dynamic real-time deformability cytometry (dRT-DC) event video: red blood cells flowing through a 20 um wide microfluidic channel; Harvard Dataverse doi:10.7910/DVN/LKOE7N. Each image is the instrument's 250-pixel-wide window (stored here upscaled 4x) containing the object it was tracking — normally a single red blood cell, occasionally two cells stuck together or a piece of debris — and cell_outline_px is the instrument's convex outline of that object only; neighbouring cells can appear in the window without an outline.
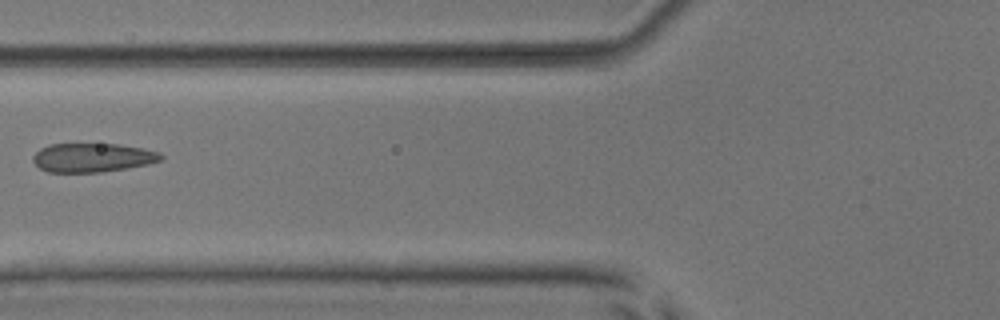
{"species": "common noctule bat (a hibernating species)", "species_latin": "Nyctalus noctula", "temperature_condition": "room temperature", "stored_images_in_passage": 4, "camera_frame_rate_fps": 3000, "um_per_image_px": 0.085, "animal": {"sex": "male", "body_mass_g": 17.9, "forearm_length_mm": 54.2}, "frame": {"image": 1, "passage_image": 3, "time_ms": 2.333, "image_size_px": [1000, 320], "cell_outline_px": [[164, 156], [160, 160], [148, 164], [128, 168], [100, 172], [48, 172], [40, 168], [32, 160], [32, 156], [40, 148], [48, 144], [116, 144], [144, 148], [160, 152]], "centroid_in_image_um": [7.86, 13.39], "position_along_channel_um": 117.9, "area_um2": 21.62}}
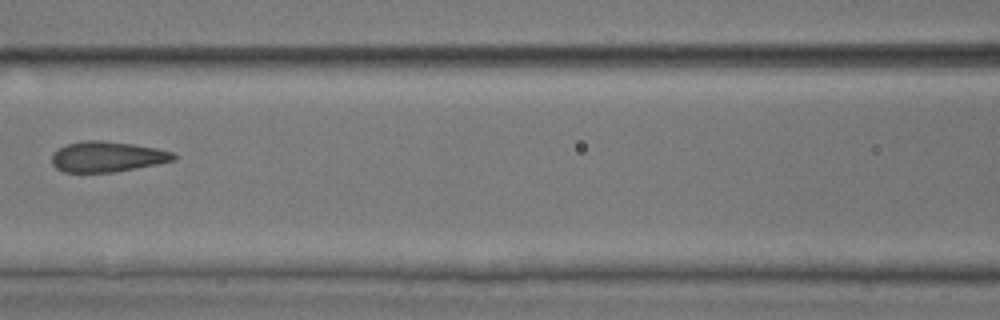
{"frame": {"image": 2, "passage_image": 4, "time_ms": 3.333, "image_size_px": [1000, 320], "cell_outline_px": [[176, 160], [156, 164], [112, 172], [64, 172], [56, 168], [52, 164], [52, 156], [60, 148], [68, 144], [84, 140], [100, 140], [132, 144], [156, 148], [172, 152], [176, 156]], "centroid_in_image_um": [9.11, 13.32], "position_along_channel_um": 157.5, "area_um2": 21.33}}